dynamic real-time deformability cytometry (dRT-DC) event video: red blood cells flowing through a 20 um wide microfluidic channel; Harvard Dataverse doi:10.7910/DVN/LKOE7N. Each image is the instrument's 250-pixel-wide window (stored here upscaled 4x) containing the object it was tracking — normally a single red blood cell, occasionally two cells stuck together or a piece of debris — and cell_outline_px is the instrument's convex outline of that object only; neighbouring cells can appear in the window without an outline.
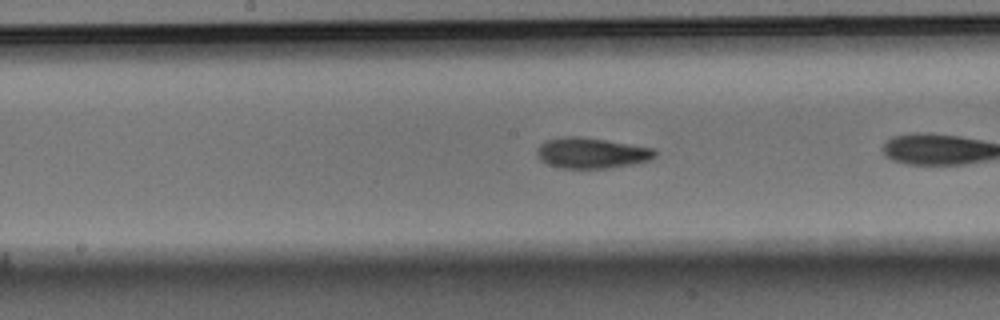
{"species": "Egyptian fruit bat (a non-hibernating species)", "species_latin": "Rousettus aegyptiacus", "temperature_condition": "warm", "stored_images_in_passage": 25, "camera_frame_rate_fps": 3000, "um_per_image_px": 0.085, "animal": {"sex": "male"}, "frame": {"image": 1, "passage_image": 11, "time_ms": 3.333, "image_size_px": [1000, 320], "cell_outline_px": [[656, 156], [648, 160], [636, 164], [612, 168], [560, 168], [548, 164], [540, 160], [536, 152], [540, 144], [548, 140], [564, 136], [576, 136], [604, 140], [656, 148]], "centroid_in_image_um": [50.3, 13.02], "position_along_channel_um": 197.9, "area_um2": 21.1}}